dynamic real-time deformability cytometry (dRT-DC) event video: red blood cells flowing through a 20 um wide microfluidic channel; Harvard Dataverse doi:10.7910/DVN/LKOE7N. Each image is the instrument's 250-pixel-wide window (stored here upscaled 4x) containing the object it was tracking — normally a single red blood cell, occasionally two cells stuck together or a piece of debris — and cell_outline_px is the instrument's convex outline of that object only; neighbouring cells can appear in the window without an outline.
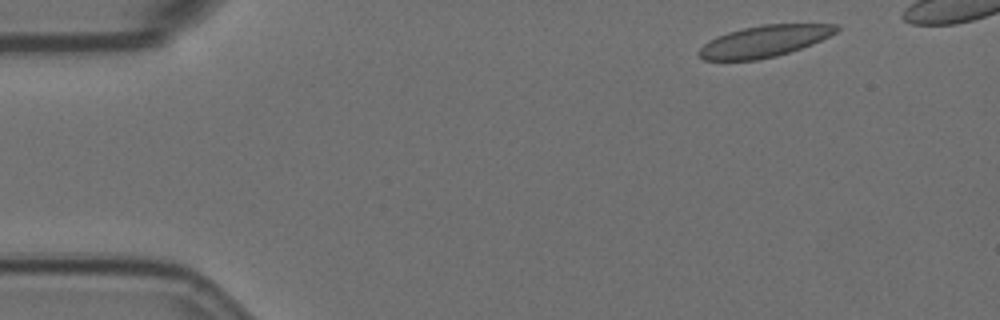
{"species": "Egyptian fruit bat (a non-hibernating species)", "species_latin": "Rousettus aegyptiacus", "temperature_condition": "room temperature", "stored_images_in_passage": 5, "camera_frame_rate_fps": 3000, "um_per_image_px": 0.085, "animal": {"sex": "female"}, "frame": {"image": 1, "passage_image": 1, "time_ms": 0.0, "image_size_px": [1000, 320], "cell_outline_px": [[840, 28], [836, 32], [812, 44], [776, 56], [756, 60], [704, 60], [696, 52], [704, 44], [716, 36], [728, 32], [744, 28], [764, 24], [836, 24]], "centroid_in_image_um": [64.94, 3.5], "position_along_channel_um": 20.1, "area_um2": 24.97}}